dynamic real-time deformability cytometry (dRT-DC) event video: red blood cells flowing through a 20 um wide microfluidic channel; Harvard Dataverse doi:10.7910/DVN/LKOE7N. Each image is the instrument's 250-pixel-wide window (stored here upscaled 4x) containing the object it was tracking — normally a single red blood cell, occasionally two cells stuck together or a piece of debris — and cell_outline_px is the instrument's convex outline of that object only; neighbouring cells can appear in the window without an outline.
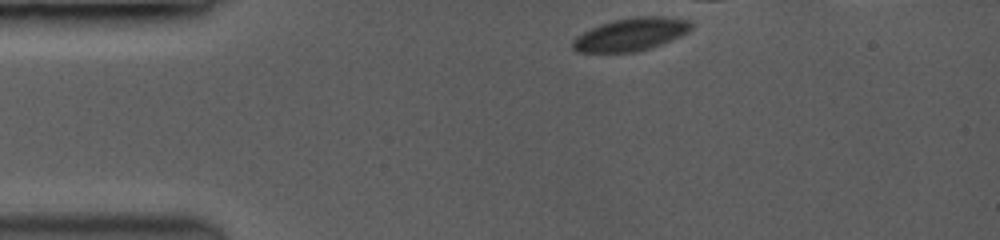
{"species": "common noctule bat (a hibernating species)", "species_latin": "Nyctalus noctula", "temperature_condition": "room temperature", "stored_images_in_passage": 6, "camera_frame_rate_fps": 3500, "um_per_image_px": 0.085, "animal": {"sex": "female", "body_mass_g": 19.0, "forearm_length_mm": 53.3}, "frame": {"image": 1, "passage_image": 1, "time_ms": 0.0, "image_size_px": [1000, 240], "cell_outline_px": [[692, 24], [684, 32], [660, 44], [648, 48], [632, 52], [580, 52], [572, 48], [572, 40], [576, 36], [592, 28], [616, 20], [644, 16], [656, 16], [688, 20]], "centroid_in_image_um": [53.54, 2.93], "position_along_channel_um": 31.5, "area_um2": 21.62}}